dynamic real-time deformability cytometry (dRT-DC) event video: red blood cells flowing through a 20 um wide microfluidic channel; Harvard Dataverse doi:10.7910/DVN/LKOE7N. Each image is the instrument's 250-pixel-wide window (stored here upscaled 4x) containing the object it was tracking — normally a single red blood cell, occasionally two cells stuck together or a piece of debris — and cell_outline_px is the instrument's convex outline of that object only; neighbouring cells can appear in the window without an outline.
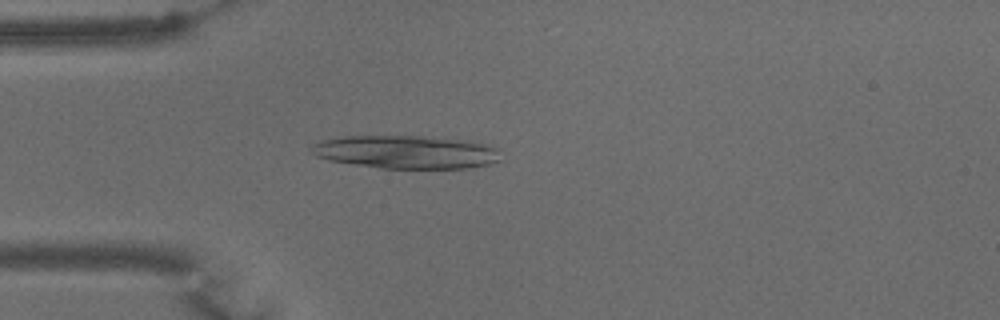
{"species": "common noctule bat (a hibernating species)", "species_latin": "Nyctalus noctula", "temperature_condition": "warm", "stored_images_in_passage": 51, "camera_frame_rate_fps": 3000, "um_per_image_px": 0.085, "animal": {"sex": "male", "body_mass_g": 15.6}, "frame": {"image": 1, "passage_image": 10, "time_ms": 3.0, "image_size_px": [1000, 320], "cell_outline_px": [[504, 160], [488, 164], [468, 168], [380, 168], [328, 160], [316, 156], [312, 152], [312, 148], [316, 144], [324, 140], [344, 136], [420, 136], [468, 140], [484, 144], [496, 148]], "centroid_in_image_um": [34.58, 12.92], "position_along_channel_um": 50.4, "area_um2": 36.41}}
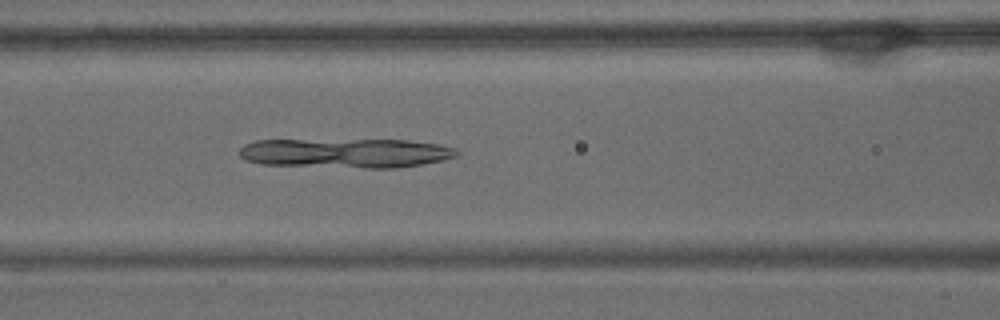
{"frame": {"image": 2, "passage_image": 18, "time_ms": 5.667, "image_size_px": [1000, 320], "cell_outline_px": [[460, 152], [456, 156], [424, 164], [396, 168], [368, 168], [264, 164], [244, 160], [240, 156], [240, 148], [244, 144], [256, 140], [408, 140], [436, 144], [456, 148]], "centroid_in_image_um": [29.39, 13.01], "position_along_channel_um": 137.2, "area_um2": 37.28}}
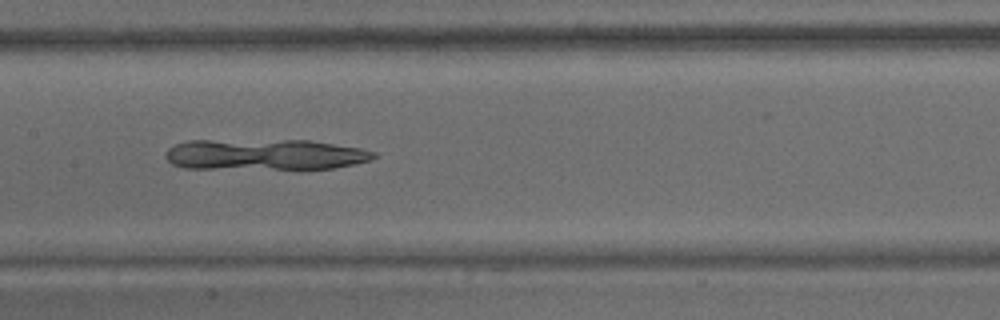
{"frame": {"image": 3, "passage_image": 22, "time_ms": 7.0, "image_size_px": [1000, 320], "cell_outline_px": [[376, 156], [368, 160], [352, 164], [332, 168], [184, 168], [172, 164], [164, 156], [164, 152], [168, 148], [176, 144], [188, 140], [308, 140], [360, 148], [376, 152]], "centroid_in_image_um": [22.44, 13.12], "position_along_channel_um": 185.0, "area_um2": 37.22}}